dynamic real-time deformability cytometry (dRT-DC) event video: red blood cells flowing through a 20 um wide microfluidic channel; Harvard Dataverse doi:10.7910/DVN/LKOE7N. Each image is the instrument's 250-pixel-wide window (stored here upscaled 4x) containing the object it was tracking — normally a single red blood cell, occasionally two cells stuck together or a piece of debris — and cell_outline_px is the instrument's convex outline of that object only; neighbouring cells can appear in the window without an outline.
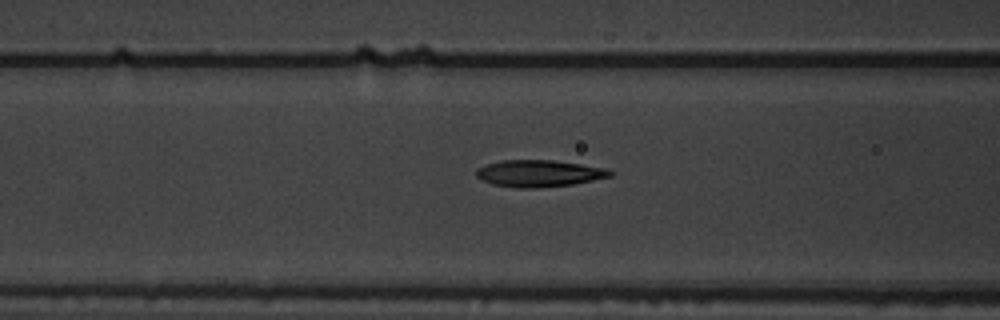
{"species": "common noctule bat (a hibernating species)", "species_latin": "Nyctalus noctula", "temperature_condition": "warm", "stored_images_in_passage": 8, "segment_of_instrument_passage": [2, 2], "camera_frame_rate_fps": 3000, "um_per_image_px": 0.085, "animal": {"sex": "male", "body_mass_g": 19.5, "forearm_length_mm": 54.6}, "frame": {"image": 1, "passage_image": 8, "time_ms": 2.333, "image_size_px": [1000, 320], "cell_outline_px": [[612, 176], [572, 184], [536, 188], [516, 188], [492, 184], [476, 176], [476, 168], [500, 160], [552, 160], [608, 168], [612, 172]], "centroid_in_image_um": [45.81, 14.73], "position_along_channel_um": 120.8, "area_um2": 20.81}}